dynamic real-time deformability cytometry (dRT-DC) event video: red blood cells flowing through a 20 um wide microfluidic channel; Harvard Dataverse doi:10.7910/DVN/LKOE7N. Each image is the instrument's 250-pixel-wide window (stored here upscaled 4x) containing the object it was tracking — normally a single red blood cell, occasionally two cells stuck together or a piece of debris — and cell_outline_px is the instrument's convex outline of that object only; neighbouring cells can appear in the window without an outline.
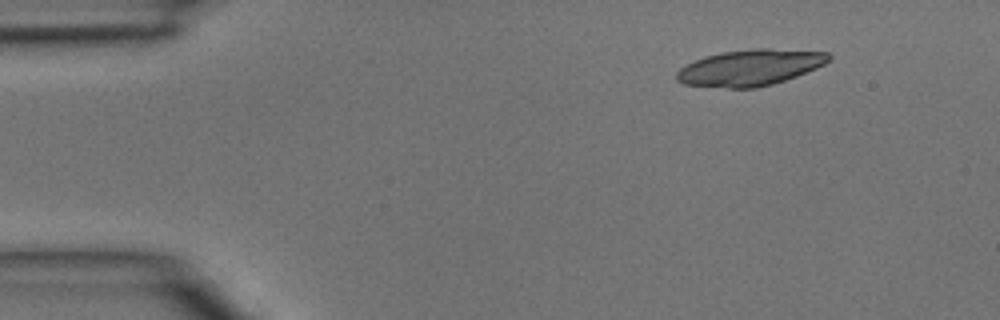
{"species": "common noctule bat (a hibernating species)", "species_latin": "Nyctalus noctula", "temperature_condition": "room temperature", "stored_images_in_passage": 40, "camera_frame_rate_fps": 3000, "um_per_image_px": 0.085, "animal": {"sex": "male", "body_mass_g": 15.6}, "frame": {"image": 1, "passage_image": 1, "time_ms": 0.0, "image_size_px": [1000, 320], "cell_outline_px": [[832, 60], [816, 68], [796, 76], [772, 84], [756, 88], [728, 88], [684, 84], [676, 80], [676, 72], [680, 68], [704, 56], [720, 52], [756, 48], [772, 48], [828, 52], [832, 56]], "centroid_in_image_um": [63.78, 5.73], "position_along_channel_um": 21.2, "area_um2": 32.14}}